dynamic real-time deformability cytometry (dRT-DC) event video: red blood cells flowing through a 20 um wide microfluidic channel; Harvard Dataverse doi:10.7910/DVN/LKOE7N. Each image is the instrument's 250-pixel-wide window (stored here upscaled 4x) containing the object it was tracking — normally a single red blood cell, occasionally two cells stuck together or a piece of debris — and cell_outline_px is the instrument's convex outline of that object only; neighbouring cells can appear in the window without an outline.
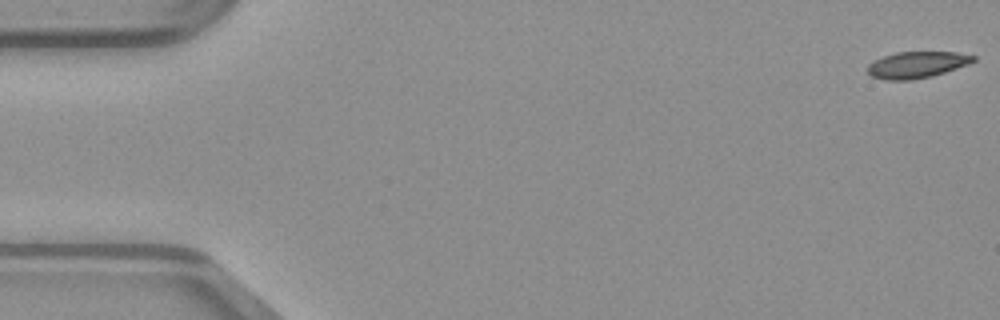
{"species": "common noctule bat (a hibernating species)", "species_latin": "Nyctalus noctula", "temperature_condition": "warm", "stored_images_in_passage": 50, "camera_frame_rate_fps": 3000, "um_per_image_px": 0.085, "animal": {"sex": "male", "body_mass_g": 23.1, "forearm_length_mm": 52.7}, "frame": {"image": 1, "passage_image": 1, "time_ms": 0.0, "image_size_px": [1000, 320], "cell_outline_px": [[976, 60], [968, 64], [932, 76], [908, 80], [888, 80], [872, 76], [868, 72], [868, 64], [872, 60], [896, 52], [956, 52], [976, 56]], "centroid_in_image_um": [77.92, 5.49], "position_along_channel_um": 7.1, "area_um2": 16.18}}
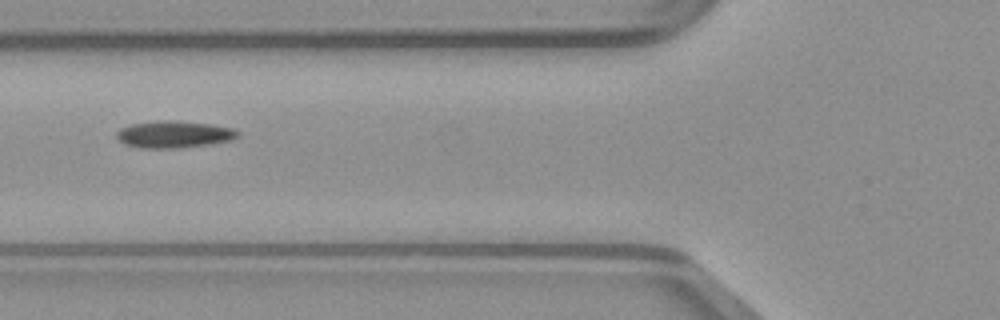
{"frame": {"image": 2, "passage_image": 19, "time_ms": 6.0, "image_size_px": [1000, 320], "cell_outline_px": [[240, 136], [232, 140], [212, 144], [184, 148], [144, 148], [124, 144], [116, 136], [116, 132], [120, 128], [132, 124], [156, 120], [176, 120], [212, 124], [232, 128], [240, 132]], "centroid_in_image_um": [14.83, 11.42], "position_along_channel_um": 111.0, "area_um2": 19.36}}
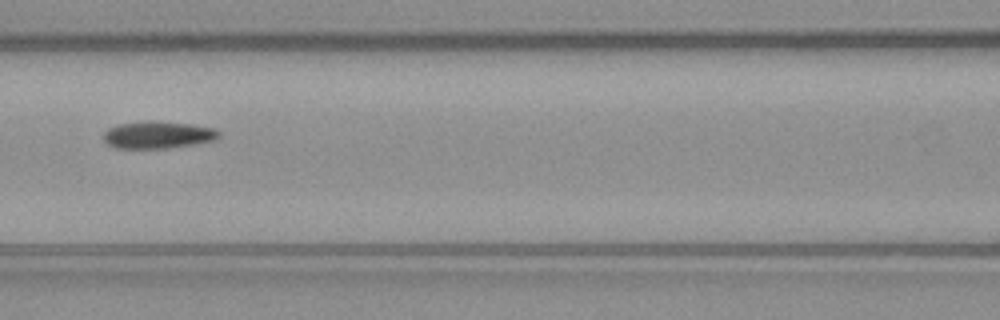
{"frame": {"image": 3, "passage_image": 22, "time_ms": 7.0, "image_size_px": [1000, 320], "cell_outline_px": [[220, 136], [216, 140], [200, 144], [168, 148], [116, 148], [108, 144], [104, 140], [104, 132], [108, 128], [120, 124], [144, 120], [152, 120], [192, 124], [216, 128], [220, 132]], "centroid_in_image_um": [13.48, 11.46], "position_along_channel_um": 153.1, "area_um2": 18.67}}